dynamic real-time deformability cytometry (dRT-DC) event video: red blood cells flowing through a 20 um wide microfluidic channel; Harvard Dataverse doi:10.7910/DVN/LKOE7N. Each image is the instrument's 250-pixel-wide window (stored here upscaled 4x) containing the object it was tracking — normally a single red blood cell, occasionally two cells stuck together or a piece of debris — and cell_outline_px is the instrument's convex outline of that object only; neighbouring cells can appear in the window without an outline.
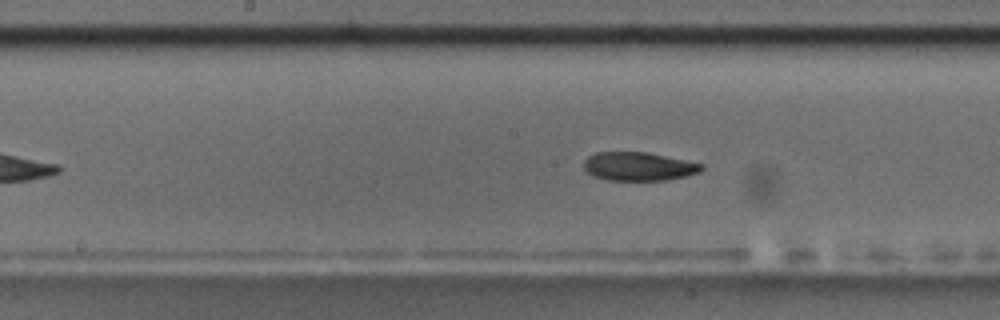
{"species": "common noctule bat (a hibernating species)", "species_latin": "Nyctalus noctula", "temperature_condition": "room temperature", "stored_images_in_passage": 51, "camera_frame_rate_fps": 3000, "um_per_image_px": 0.085, "animal": {"sex": "male", "body_mass_g": 17.5, "forearm_length_mm": 52.3}, "frame": {"image": 1, "passage_image": 22, "time_ms": 7.0, "image_size_px": [1000, 320], "cell_outline_px": [[704, 168], [700, 172], [684, 176], [664, 180], [608, 180], [592, 176], [584, 168], [584, 160], [588, 156], [596, 152], [648, 152], [704, 164]], "centroid_in_image_um": [54.27, 14.14], "position_along_channel_um": 193.9, "area_um2": 19.59}}
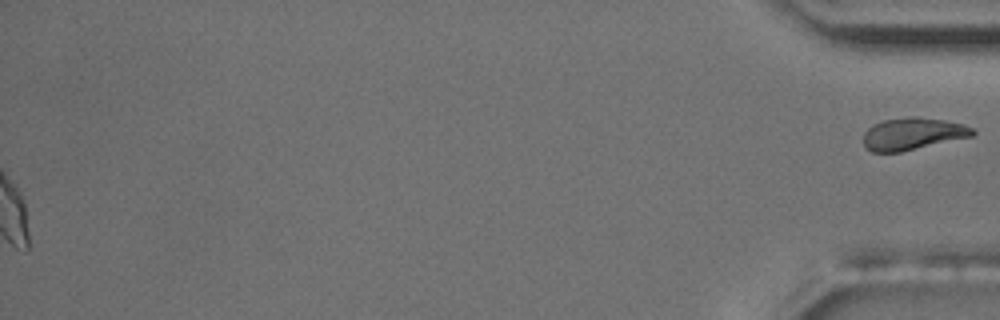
{"frame": {"image": 2, "passage_image": 51, "time_ms": 16.667, "image_size_px": [1000, 320], "cell_outline_px": [[976, 132], [972, 136], [900, 152], [872, 152], [864, 148], [864, 132], [872, 124], [884, 120], [908, 116], [916, 116], [944, 120], [964, 124], [972, 128]], "centroid_in_image_um": [77.55, 11.36], "position_along_channel_um": 357.6, "area_um2": 20.52}}